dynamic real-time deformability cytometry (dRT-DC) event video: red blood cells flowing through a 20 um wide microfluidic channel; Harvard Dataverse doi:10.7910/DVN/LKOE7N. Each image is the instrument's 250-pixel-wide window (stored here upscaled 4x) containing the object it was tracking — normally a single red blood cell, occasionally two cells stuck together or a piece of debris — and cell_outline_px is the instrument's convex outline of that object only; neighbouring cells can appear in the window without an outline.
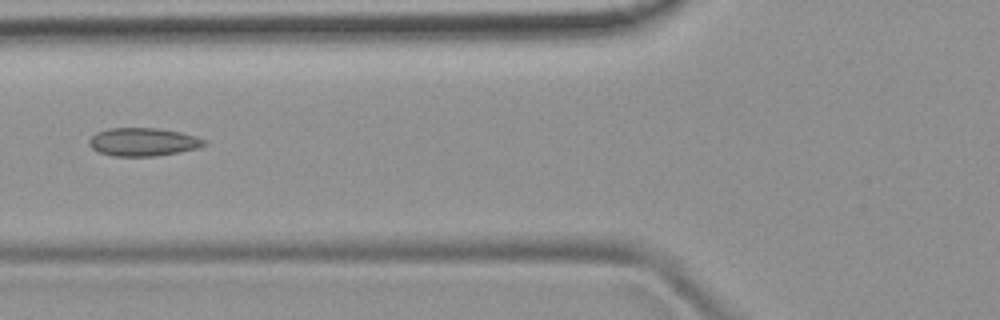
{"species": "common noctule bat (a hibernating species)", "species_latin": "Nyctalus noctula", "temperature_condition": "room temperature", "stored_images_in_passage": 3, "camera_frame_rate_fps": 3000, "um_per_image_px": 0.085, "animal": {"sex": "female", "body_mass_g": 19.9}, "frame": {"image": 1, "passage_image": 3, "time_ms": 3.333, "image_size_px": [1000, 320], "cell_outline_px": [[208, 144], [196, 148], [180, 152], [156, 156], [112, 156], [100, 152], [92, 148], [88, 144], [88, 140], [96, 132], [108, 128], [156, 128], [180, 132], [196, 136], [208, 140]], "centroid_in_image_um": [12.18, 12.06], "position_along_channel_um": 113.6, "area_um2": 19.02}}